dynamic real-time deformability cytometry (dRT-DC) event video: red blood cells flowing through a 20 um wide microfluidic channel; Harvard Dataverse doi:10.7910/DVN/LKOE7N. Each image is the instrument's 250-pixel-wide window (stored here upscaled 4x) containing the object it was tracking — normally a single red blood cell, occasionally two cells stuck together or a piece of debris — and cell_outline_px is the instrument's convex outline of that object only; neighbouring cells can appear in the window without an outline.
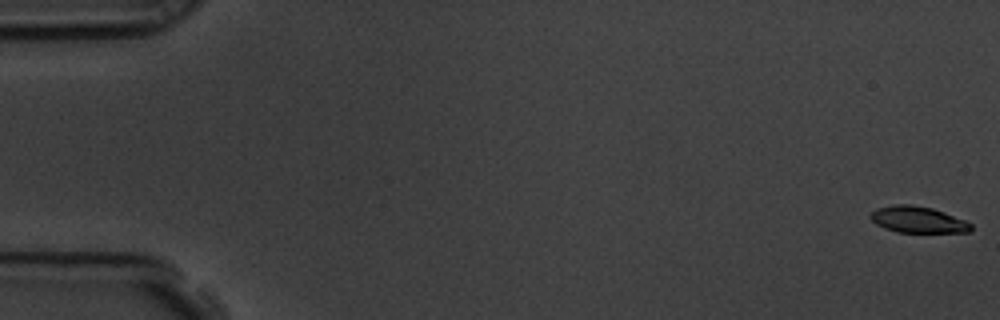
{"species": "common noctule bat (a hibernating species)", "species_latin": "Nyctalus noctula", "temperature_condition": "room temperature", "stored_images_in_passage": 59, "segment_of_instrument_passage": [1, 2], "camera_frame_rate_fps": 3000, "um_per_image_px": 0.085, "animal": {"sex": "male", "body_mass_g": 19.5, "forearm_length_mm": 54.6}, "frame": {"image": 1, "passage_image": 1, "time_ms": 0.0, "image_size_px": [1000, 320], "cell_outline_px": [[972, 228], [968, 232], [896, 232], [884, 228], [876, 224], [868, 216], [876, 208], [892, 204], [912, 204], [932, 208], [944, 212], [964, 220], [972, 224]], "centroid_in_image_um": [77.98, 18.66], "position_along_channel_um": 7.0, "area_um2": 15.49}}
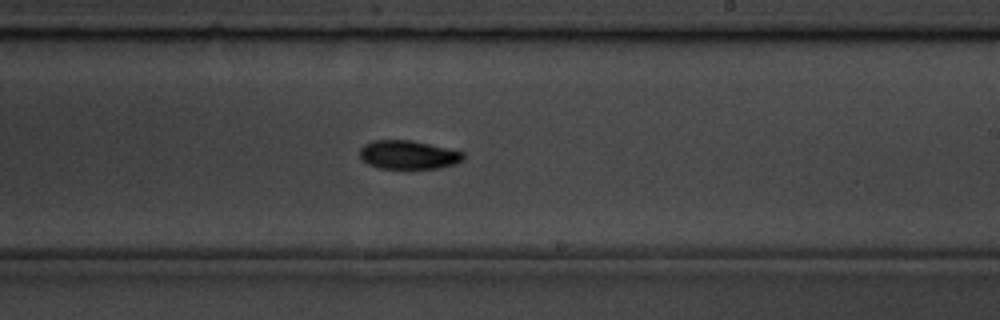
{"frame": {"image": 2, "passage_image": 35, "time_ms": 11.333, "image_size_px": [1000, 320], "cell_outline_px": [[464, 160], [456, 164], [440, 168], [380, 168], [368, 164], [360, 156], [360, 148], [364, 144], [372, 140], [412, 140], [464, 152]], "centroid_in_image_um": [34.72, 13.15], "position_along_channel_um": 254.3, "area_um2": 17.28}}
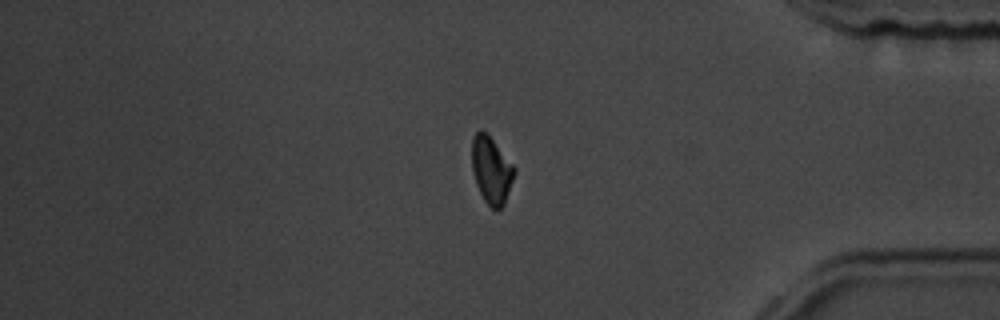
{"frame": {"image": 3, "passage_image": 49, "time_ms": 16.0, "image_size_px": [1000, 320], "cell_outline_px": [[516, 172], [504, 204], [496, 212], [484, 200], [476, 184], [472, 172], [472, 136], [480, 128], [488, 132], [516, 168]], "centroid_in_image_um": [41.76, 14.41], "position_along_channel_um": 393.4, "area_um2": 16.94}}